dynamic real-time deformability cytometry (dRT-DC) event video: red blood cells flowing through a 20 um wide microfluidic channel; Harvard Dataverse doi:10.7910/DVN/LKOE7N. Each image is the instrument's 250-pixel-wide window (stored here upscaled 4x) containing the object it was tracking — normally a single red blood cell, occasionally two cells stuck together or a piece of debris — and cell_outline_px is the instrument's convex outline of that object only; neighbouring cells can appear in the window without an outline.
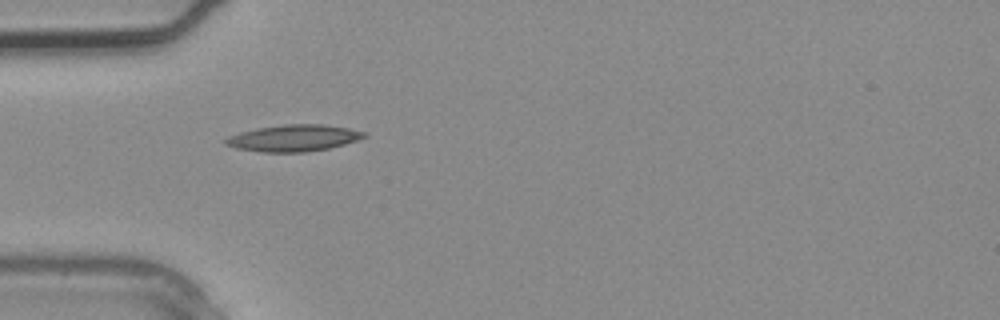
{"species": "common noctule bat (a hibernating species)", "species_latin": "Nyctalus noctula", "temperature_condition": "warm", "stored_images_in_passage": 2, "camera_frame_rate_fps": 3000, "um_per_image_px": 0.085, "animal": {"sex": "male", "body_mass_g": 20.4}, "frame": {"image": 1, "passage_image": 2, "time_ms": 0.333, "image_size_px": [1000, 320], "cell_outline_px": [[368, 136], [344, 144], [328, 148], [304, 152], [260, 152], [236, 148], [224, 144], [224, 140], [228, 136], [240, 132], [260, 128], [284, 124], [324, 124], [348, 128], [368, 132]], "centroid_in_image_um": [24.97, 11.73], "position_along_channel_um": 60.0, "area_um2": 21.44}}